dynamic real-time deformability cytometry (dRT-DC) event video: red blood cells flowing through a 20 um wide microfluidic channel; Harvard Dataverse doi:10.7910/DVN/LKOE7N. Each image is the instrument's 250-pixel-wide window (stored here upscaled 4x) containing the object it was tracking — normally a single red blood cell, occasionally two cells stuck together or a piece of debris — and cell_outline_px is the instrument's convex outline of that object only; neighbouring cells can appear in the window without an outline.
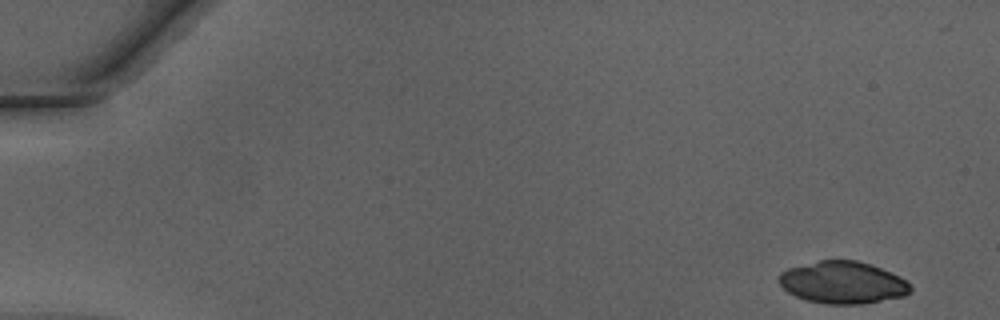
{"species": "Egyptian fruit bat (a non-hibernating species)", "species_latin": "Rousettus aegyptiacus", "temperature_condition": "warm", "stored_images_in_passage": 48, "camera_frame_rate_fps": 3000, "um_per_image_px": 0.085, "animal": {"sex": "male"}, "frame": {"image": 1, "passage_image": 1, "time_ms": 0.0, "image_size_px": [1000, 320], "cell_outline_px": [[912, 292], [904, 296], [860, 304], [824, 304], [808, 300], [796, 296], [788, 292], [780, 284], [780, 272], [788, 268], [820, 260], [856, 260], [880, 268], [900, 276], [912, 288]], "centroid_in_image_um": [71.64, 24.02], "position_along_channel_um": 13.4, "area_um2": 32.02}}